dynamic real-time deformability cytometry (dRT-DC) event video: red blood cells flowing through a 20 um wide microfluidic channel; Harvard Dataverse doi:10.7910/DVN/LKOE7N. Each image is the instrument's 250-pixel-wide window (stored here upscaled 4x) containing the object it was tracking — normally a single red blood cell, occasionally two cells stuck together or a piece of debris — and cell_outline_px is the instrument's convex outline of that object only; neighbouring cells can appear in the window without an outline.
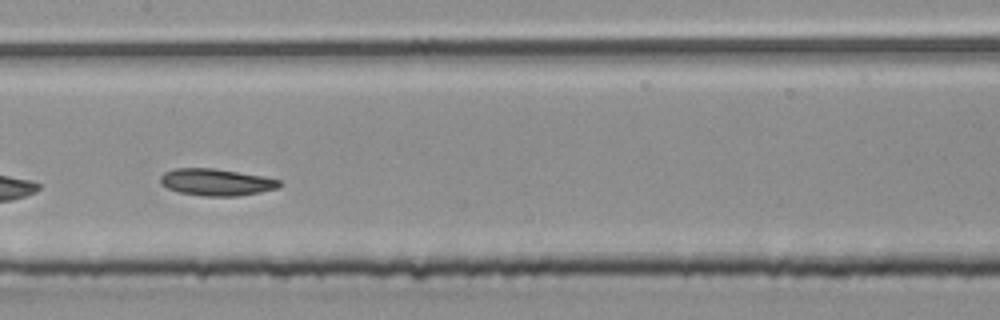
{"species": "common noctule bat (a hibernating species)", "species_latin": "Nyctalus noctula", "temperature_condition": "room temperature", "stored_images_in_passage": 28, "camera_frame_rate_fps": 3000, "um_per_image_px": 0.085, "animal": {"sex": "male", "body_mass_g": 20.4}, "frame": {"image": 1, "passage_image": 20, "time_ms": 6.333, "image_size_px": [1000, 320], "cell_outline_px": [[284, 184], [280, 188], [260, 192], [236, 196], [204, 196], [176, 192], [160, 184], [160, 176], [164, 172], [176, 168], [216, 168], [264, 176], [280, 180]], "centroid_in_image_um": [18.41, 15.48], "position_along_channel_um": 189.0, "area_um2": 18.96}}